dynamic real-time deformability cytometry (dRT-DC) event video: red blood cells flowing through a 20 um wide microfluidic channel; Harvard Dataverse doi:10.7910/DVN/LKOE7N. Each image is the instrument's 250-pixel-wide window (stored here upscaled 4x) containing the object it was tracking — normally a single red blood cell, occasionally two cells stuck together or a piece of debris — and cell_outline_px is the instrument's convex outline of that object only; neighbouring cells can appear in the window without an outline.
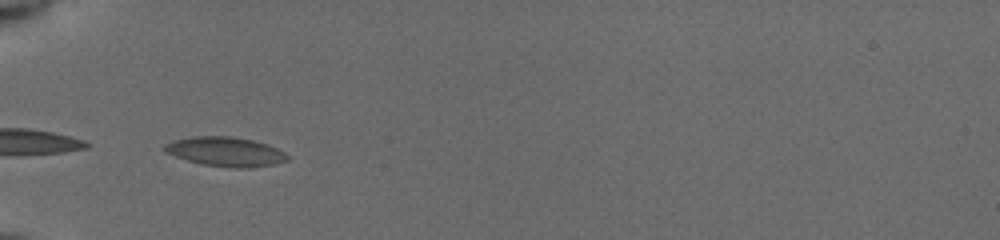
{"species": "common noctule bat (a hibernating species)", "species_latin": "Nyctalus noctula", "temperature_condition": "cold", "stored_images_in_passage": 11, "camera_frame_rate_fps": 3000, "um_per_image_px": 0.085, "animal": {"sex": "female", "body_mass_g": 19.5, "forearm_length_mm": 54.1}, "frame": {"image": 1, "passage_image": 1, "time_ms": 0.0, "image_size_px": [1000, 240], "cell_outline_px": [[288, 160], [276, 164], [248, 168], [236, 168], [204, 164], [188, 160], [164, 152], [160, 148], [164, 144], [172, 140], [192, 136], [232, 136], [252, 140], [268, 144], [284, 152], [288, 156]], "centroid_in_image_um": [19.14, 12.88], "position_along_channel_um": 65.9, "area_um2": 21.1}}
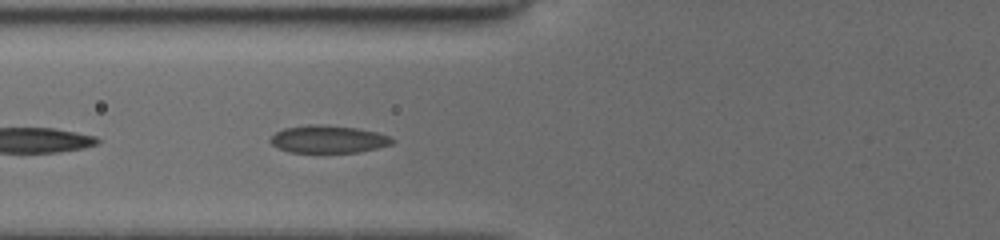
{"frame": {"image": 2, "passage_image": 6, "time_ms": 1.0, "image_size_px": [1000, 240], "cell_outline_px": [[396, 140], [392, 144], [360, 152], [288, 152], [276, 148], [268, 140], [276, 132], [284, 128], [308, 124], [320, 124], [356, 128], [376, 132], [392, 136]], "centroid_in_image_um": [27.9, 11.83], "position_along_channel_um": 97.9, "area_um2": 19.71}}